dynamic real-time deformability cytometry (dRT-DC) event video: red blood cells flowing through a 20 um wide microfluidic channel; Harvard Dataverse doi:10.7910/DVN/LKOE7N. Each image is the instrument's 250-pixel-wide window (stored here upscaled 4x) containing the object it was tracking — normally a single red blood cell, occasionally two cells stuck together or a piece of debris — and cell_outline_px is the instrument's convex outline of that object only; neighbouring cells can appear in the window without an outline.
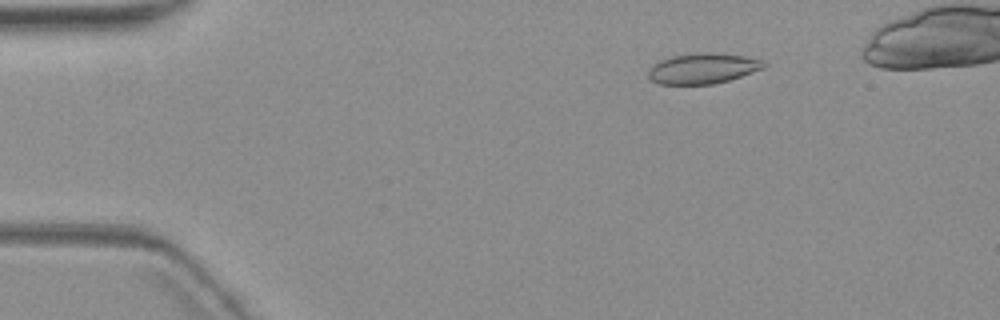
{"species": "common noctule bat (a hibernating species)", "species_latin": "Nyctalus noctula", "temperature_condition": "warm", "stored_images_in_passage": 5, "camera_frame_rate_fps": 3000, "um_per_image_px": 0.085, "animal": {"sex": "female", "body_mass_g": 19.3, "forearm_length_mm": 54.1}, "frame": {"image": 1, "passage_image": 3, "time_ms": 2.333, "image_size_px": [1000, 320], "cell_outline_px": [[768, 64], [764, 68], [728, 80], [712, 84], [660, 84], [652, 80], [648, 76], [648, 68], [652, 64], [660, 60], [672, 56], [700, 52], [712, 52], [744, 56], [764, 60]], "centroid_in_image_um": [59.73, 5.8], "position_along_channel_um": 25.3, "area_um2": 20.58}}